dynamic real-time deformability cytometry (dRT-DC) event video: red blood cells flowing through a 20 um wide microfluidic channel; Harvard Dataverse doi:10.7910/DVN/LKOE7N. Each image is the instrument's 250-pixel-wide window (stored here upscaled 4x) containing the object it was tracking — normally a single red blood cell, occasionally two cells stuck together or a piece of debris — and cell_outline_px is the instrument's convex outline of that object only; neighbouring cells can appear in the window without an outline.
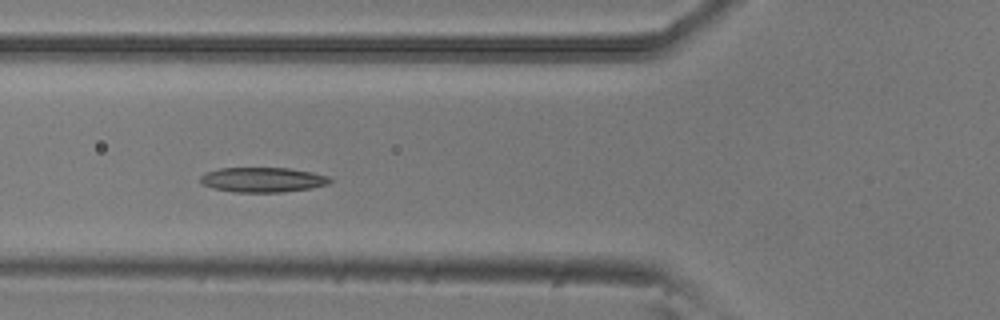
{"species": "common noctule bat (a hibernating species)", "species_latin": "Nyctalus noctula", "temperature_condition": "room temperature", "stored_images_in_passage": 10, "camera_frame_rate_fps": 3000, "um_per_image_px": 0.085, "animal": {"sex": "male", "body_mass_g": 20.5, "forearm_length_mm": 52.5}, "frame": {"image": 1, "passage_image": 7, "time_ms": 2.0, "image_size_px": [1000, 320], "cell_outline_px": [[332, 180], [328, 184], [312, 188], [280, 192], [232, 192], [212, 188], [200, 184], [200, 176], [204, 172], [220, 168], [288, 168], [312, 172], [328, 176]], "centroid_in_image_um": [22.28, 15.28], "position_along_channel_um": 103.5, "area_um2": 18.9}}
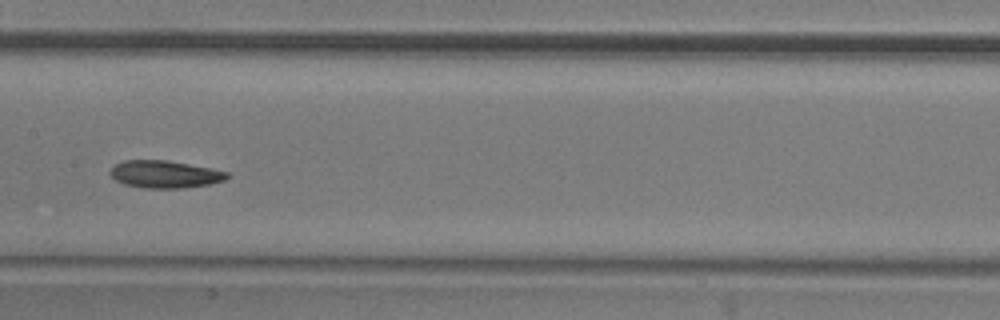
{"frame": {"image": 2, "passage_image": 9, "time_ms": 2.667, "image_size_px": [1000, 320], "cell_outline_px": [[228, 176], [224, 180], [208, 184], [184, 188], [144, 188], [124, 184], [116, 180], [112, 176], [112, 168], [116, 164], [124, 160], [164, 160], [188, 164], [228, 172]], "centroid_in_image_um": [14.0, 14.82], "position_along_channel_um": 193.4, "area_um2": 18.26}}
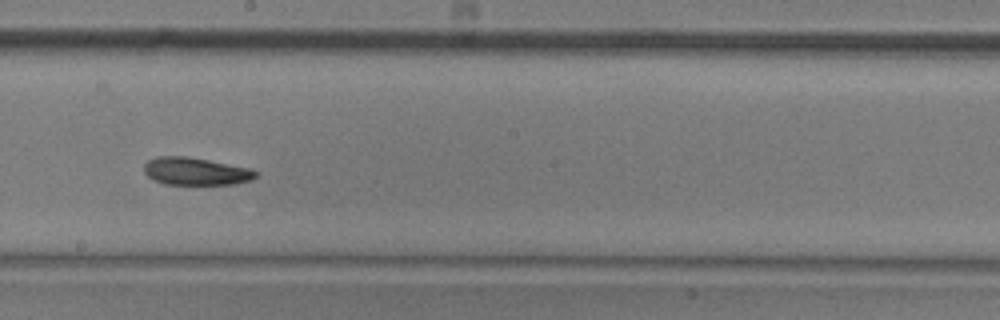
{"frame": {"image": 3, "passage_image": 10, "time_ms": 3.0, "image_size_px": [1000, 320], "cell_outline_px": [[260, 172], [252, 180], [236, 184], [164, 184], [152, 180], [144, 172], [144, 164], [148, 160], [156, 156], [188, 156], [248, 168]], "centroid_in_image_um": [16.61, 14.56], "position_along_channel_um": 231.6, "area_um2": 18.03}}